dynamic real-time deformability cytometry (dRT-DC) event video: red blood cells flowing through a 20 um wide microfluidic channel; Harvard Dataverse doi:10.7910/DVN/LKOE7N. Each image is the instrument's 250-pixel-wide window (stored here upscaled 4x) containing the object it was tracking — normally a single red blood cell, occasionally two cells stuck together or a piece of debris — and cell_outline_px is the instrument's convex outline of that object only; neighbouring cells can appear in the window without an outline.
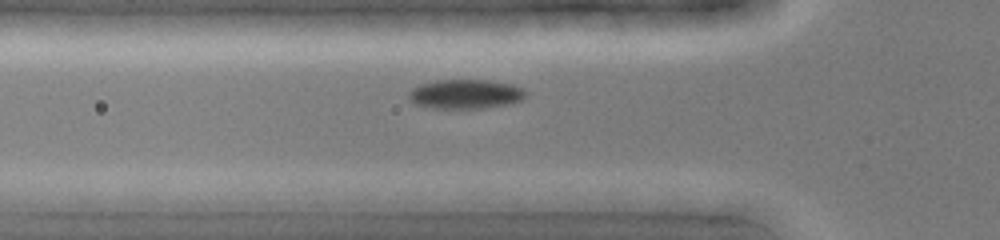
{"species": "common noctule bat (a hibernating species)", "species_latin": "Nyctalus noctula", "temperature_condition": "cold", "stored_images_in_passage": 34, "camera_frame_rate_fps": 3000, "um_per_image_px": 0.085, "animal": {"sex": "female", "body_mass_g": 19.0, "forearm_length_mm": 51.5}, "frame": {"image": 1, "passage_image": 9, "time_ms": 2.667, "image_size_px": [1000, 240], "cell_outline_px": [[528, 92], [520, 100], [512, 104], [484, 108], [432, 108], [416, 104], [408, 96], [408, 92], [412, 88], [420, 84], [436, 80], [492, 80], [512, 84], [524, 88]], "centroid_in_image_um": [39.6, 7.99], "position_along_channel_um": 86.2, "area_um2": 20.17}}
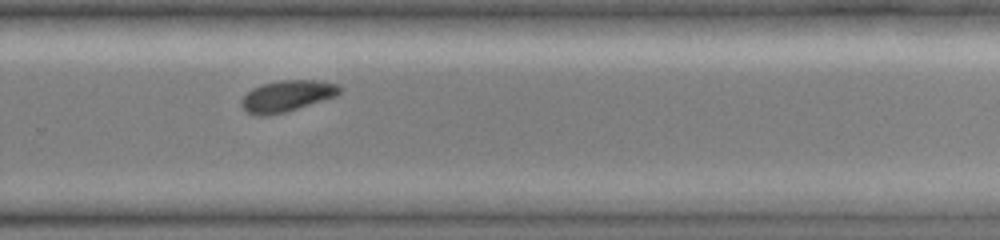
{"frame": {"image": 2, "passage_image": 24, "time_ms": 7.667, "image_size_px": [1000, 240], "cell_outline_px": [[344, 88], [336, 96], [284, 112], [268, 116], [256, 116], [248, 112], [240, 104], [240, 100], [252, 88], [264, 84], [280, 80], [316, 80], [336, 84]], "centroid_in_image_um": [24.38, 8.16], "position_along_channel_um": 305.4, "area_um2": 17.74}}
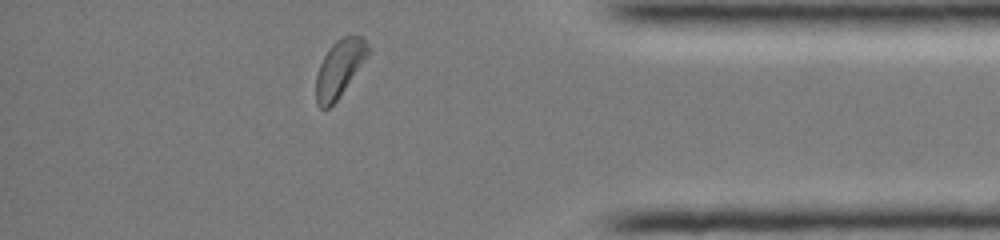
{"frame": {"image": 3, "passage_image": 32, "time_ms": 10.333, "image_size_px": [1000, 240], "cell_outline_px": [[368, 56], [336, 100], [328, 108], [320, 108], [316, 104], [316, 76], [320, 64], [324, 56], [332, 44], [336, 40], [344, 36], [360, 36], [368, 44]], "centroid_in_image_um": [28.83, 5.81], "position_along_channel_um": 406.4, "area_um2": 16.82}}